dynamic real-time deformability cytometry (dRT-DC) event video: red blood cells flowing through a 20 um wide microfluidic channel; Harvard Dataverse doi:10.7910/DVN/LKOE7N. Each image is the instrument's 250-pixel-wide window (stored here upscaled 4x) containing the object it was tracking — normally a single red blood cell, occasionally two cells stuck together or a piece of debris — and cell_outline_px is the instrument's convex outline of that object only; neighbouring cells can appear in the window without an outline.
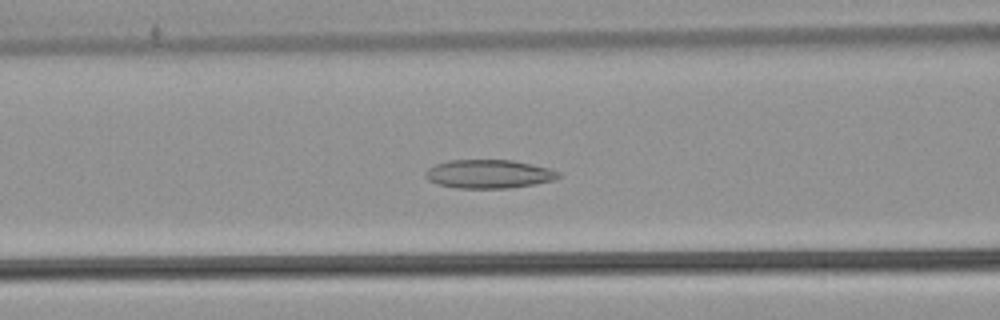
{"species": "common noctule bat (a hibernating species)", "species_latin": "Nyctalus noctula", "temperature_condition": "warm", "stored_images_in_passage": 56, "camera_frame_rate_fps": 3000, "um_per_image_px": 0.085, "animal": {"sex": "male", "body_mass_g": 21.5, "forearm_length_mm": 52.0}, "frame": {"image": 1, "passage_image": 23, "time_ms": 7.333, "image_size_px": [1000, 320], "cell_outline_px": [[560, 176], [552, 180], [536, 184], [508, 188], [456, 188], [436, 184], [428, 180], [424, 176], [424, 172], [428, 168], [436, 164], [448, 160], [512, 160], [532, 164], [548, 168], [560, 172]], "centroid_in_image_um": [41.51, 14.79], "position_along_channel_um": 125.1, "area_um2": 22.25}}
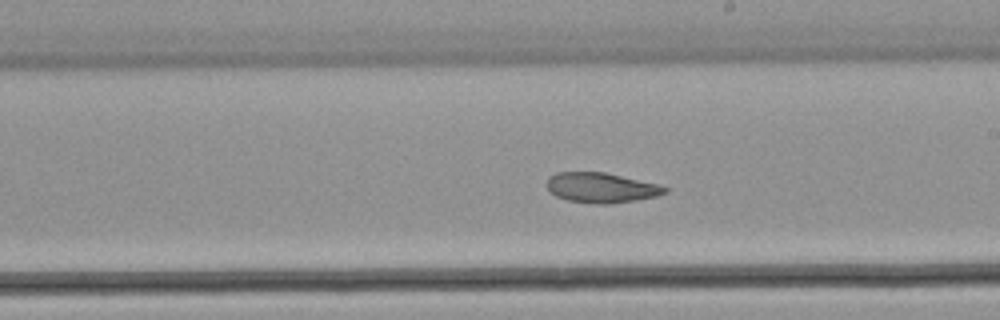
{"frame": {"image": 2, "passage_image": 32, "time_ms": 10.333, "image_size_px": [1000, 320], "cell_outline_px": [[668, 192], [656, 196], [636, 200], [608, 204], [596, 204], [568, 200], [556, 196], [548, 188], [548, 176], [556, 172], [604, 172], [660, 184], [668, 188]], "centroid_in_image_um": [51.13, 15.95], "position_along_channel_um": 237.9, "area_um2": 20.63}}
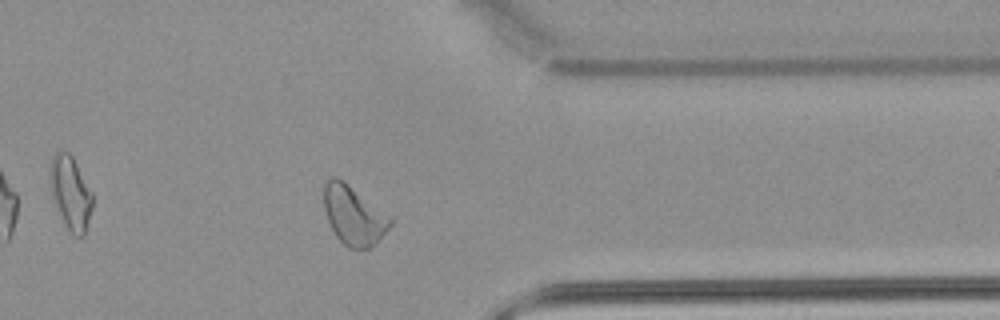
{"frame": {"image": 3, "passage_image": 44, "time_ms": 14.333, "image_size_px": [1000, 320], "cell_outline_px": [[392, 224], [376, 244], [372, 248], [348, 248], [336, 236], [328, 220], [324, 208], [324, 184], [332, 176], [336, 176], [344, 180], [392, 216]], "centroid_in_image_um": [30.09, 18.29], "position_along_channel_um": 381.3, "area_um2": 23.06}, "authors_computed_cell_mechanics": {"area_um2": 23.6113, "velocity_mm_per_s": 3.7722, "shape_relaxation_time_tau1_ms": null, "shape_relaxation_time_tau2_ms": 4.7277, "deformation_change_tau1": null, "deformation_change_tau2": 0.0963}}